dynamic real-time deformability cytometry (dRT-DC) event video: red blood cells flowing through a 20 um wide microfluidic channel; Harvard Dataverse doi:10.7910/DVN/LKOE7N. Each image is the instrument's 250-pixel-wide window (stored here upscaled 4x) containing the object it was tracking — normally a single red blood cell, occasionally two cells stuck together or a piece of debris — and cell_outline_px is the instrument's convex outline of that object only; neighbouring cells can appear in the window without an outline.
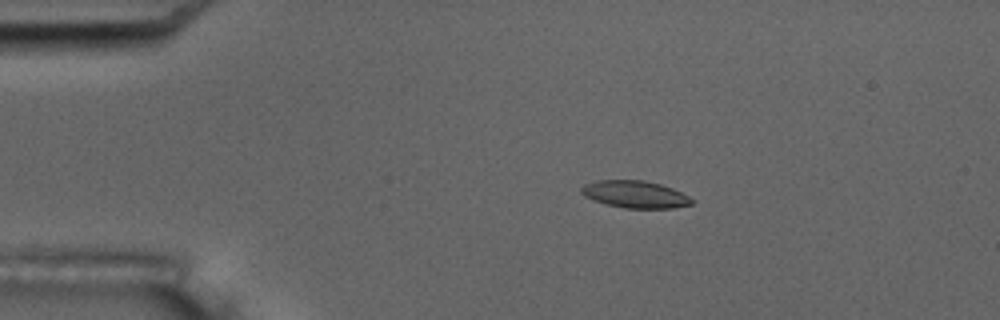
{"species": "common noctule bat (a hibernating species)", "species_latin": "Nyctalus noctula", "temperature_condition": "room temperature", "stored_images_in_passage": 7, "camera_frame_rate_fps": 3000, "um_per_image_px": 0.085, "animal": {"sex": "male", "body_mass_g": 17.5, "forearm_length_mm": 52.3}, "frame": {"image": 1, "passage_image": 3, "time_ms": 3.0, "image_size_px": [1000, 320], "cell_outline_px": [[696, 200], [692, 204], [672, 208], [624, 208], [608, 204], [584, 196], [580, 192], [580, 188], [584, 184], [596, 180], [644, 180], [660, 184], [672, 188]], "centroid_in_image_um": [53.99, 16.51], "position_along_channel_um": 31.0, "area_um2": 17.46}}